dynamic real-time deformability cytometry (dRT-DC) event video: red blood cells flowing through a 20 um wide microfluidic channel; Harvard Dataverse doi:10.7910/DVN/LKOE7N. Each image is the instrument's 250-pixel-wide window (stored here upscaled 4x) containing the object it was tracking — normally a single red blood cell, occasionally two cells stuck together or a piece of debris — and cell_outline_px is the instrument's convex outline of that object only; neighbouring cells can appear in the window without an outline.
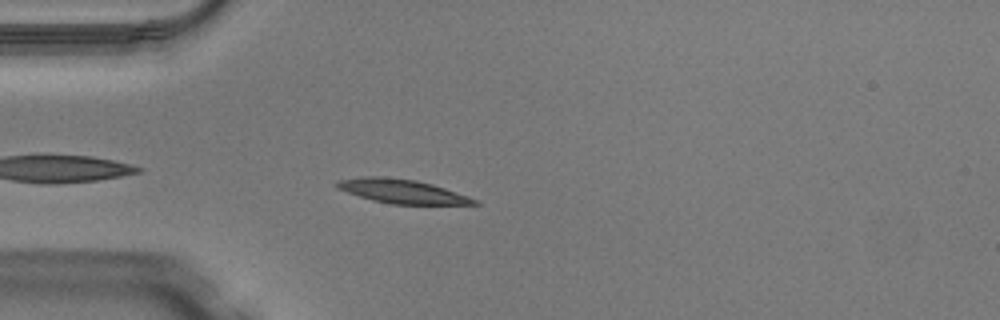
{"species": "Egyptian fruit bat (a non-hibernating species)", "species_latin": "Rousettus aegyptiacus", "temperature_condition": "warm", "stored_images_in_passage": 39, "camera_frame_rate_fps": 3000, "um_per_image_px": 0.085, "animal": {"sex": "male"}, "frame": {"image": 1, "passage_image": 3, "time_ms": 0.667, "image_size_px": [1000, 320], "cell_outline_px": [[480, 204], [392, 204], [372, 200], [336, 188], [332, 184], [336, 180], [360, 176], [384, 176], [416, 180], [432, 184], [480, 200]], "centroid_in_image_um": [34.12, 16.24], "position_along_channel_um": 50.9, "area_um2": 19.31}}
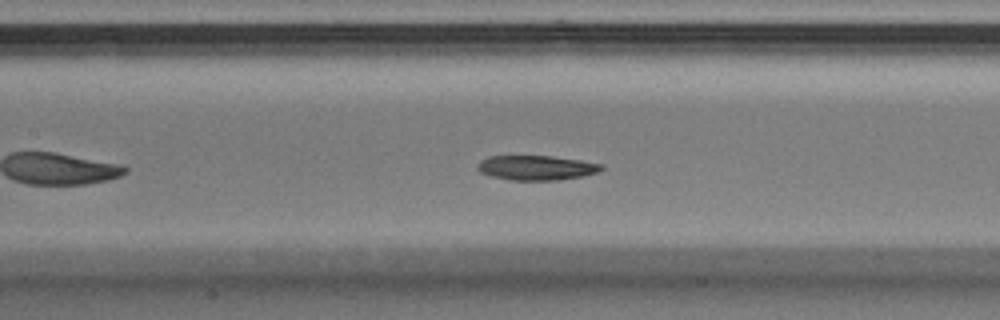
{"frame": {"image": 2, "passage_image": 12, "time_ms": 3.667, "image_size_px": [1000, 320], "cell_outline_px": [[604, 168], [596, 172], [580, 176], [556, 180], [512, 180], [492, 176], [480, 172], [476, 168], [480, 160], [488, 156], [552, 156], [580, 160], [604, 164]], "centroid_in_image_um": [45.57, 14.25], "position_along_channel_um": 161.8, "area_um2": 17.69}}
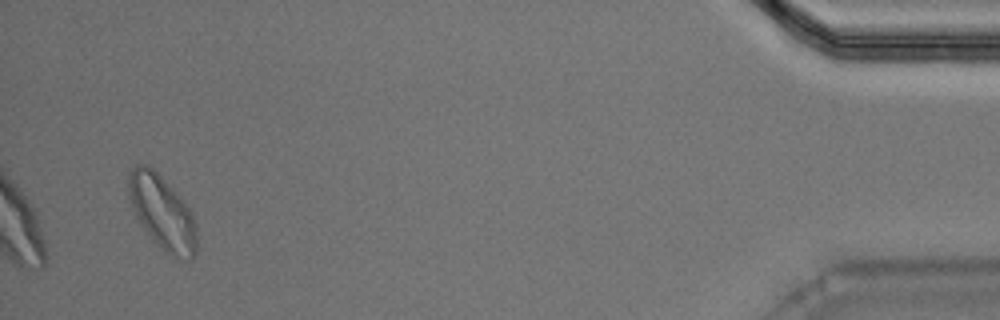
{"frame": {"image": 3, "passage_image": 37, "time_ms": 12.0, "image_size_px": [1000, 320], "cell_outline_px": [[196, 252], [192, 260], [164, 252], [160, 248], [144, 228], [136, 216], [128, 196], [128, 176], [132, 168], [136, 164], [148, 164], [156, 172], [192, 212], [196, 224]], "centroid_in_image_um": [13.77, 18.05], "position_along_channel_um": 421.4, "area_um2": 28.73}, "authors_computed_cell_mechanics": {"area_um2": 19.1896, "velocity_mm_per_s": 4.0579, "shape_relaxation_time_tau1_ms": 10.5442, "shape_relaxation_time_tau2_ms": null, "deformation_change_tau1": 0.2411, "deformation_change_tau2": null}}